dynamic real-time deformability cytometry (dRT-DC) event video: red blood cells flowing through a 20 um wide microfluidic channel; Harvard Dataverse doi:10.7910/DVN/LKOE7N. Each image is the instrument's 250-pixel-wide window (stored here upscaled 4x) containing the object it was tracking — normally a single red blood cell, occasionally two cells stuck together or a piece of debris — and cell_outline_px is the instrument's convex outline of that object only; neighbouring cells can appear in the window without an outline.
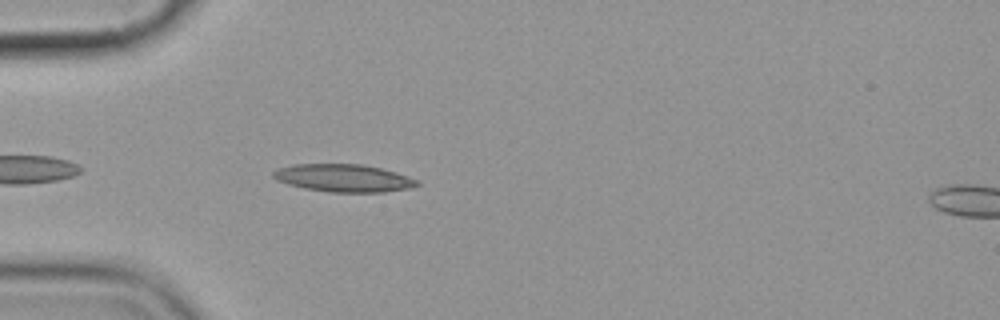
{"species": "common noctule bat (a hibernating species)", "species_latin": "Nyctalus noctula", "temperature_condition": "cold", "stored_images_in_passage": 3, "camera_frame_rate_fps": 3000, "um_per_image_px": 0.085, "animal": {"sex": "female", "body_mass_g": 19.9}, "frame": {"image": 1, "passage_image": 2, "time_ms": 1.0, "image_size_px": [1000, 320], "cell_outline_px": [[420, 184], [408, 188], [384, 192], [328, 192], [304, 188], [288, 184], [276, 180], [272, 176], [272, 172], [276, 168], [292, 164], [360, 164], [380, 168], [396, 172], [420, 180]], "centroid_in_image_um": [29.18, 15.13], "position_along_channel_um": 55.8, "area_um2": 23.29}}